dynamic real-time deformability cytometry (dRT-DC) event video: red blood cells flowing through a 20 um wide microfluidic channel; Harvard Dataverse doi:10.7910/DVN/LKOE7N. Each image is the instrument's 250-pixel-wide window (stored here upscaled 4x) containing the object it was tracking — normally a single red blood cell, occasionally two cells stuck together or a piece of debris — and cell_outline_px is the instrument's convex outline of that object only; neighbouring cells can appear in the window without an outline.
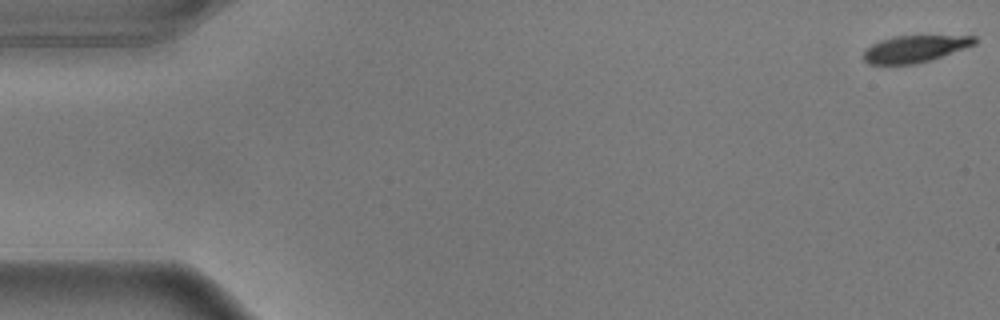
{"species": "common noctule bat (a hibernating species)", "species_latin": "Nyctalus noctula", "temperature_condition": "warm", "stored_images_in_passage": 56, "camera_frame_rate_fps": 3000, "um_per_image_px": 0.085, "animal": {"sex": "male", "body_mass_g": 17.9}, "frame": {"image": 1, "passage_image": 1, "time_ms": 0.0, "image_size_px": [1000, 320], "cell_outline_px": [[976, 44], [916, 64], [868, 64], [860, 56], [864, 48], [880, 40], [896, 36], [976, 36]], "centroid_in_image_um": [77.66, 4.15], "position_along_channel_um": 7.3, "area_um2": 17.28}}
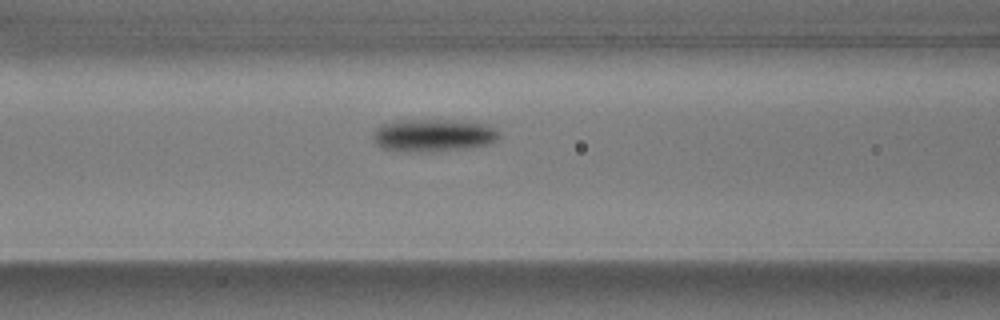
{"frame": {"image": 2, "passage_image": 23, "time_ms": 7.333, "image_size_px": [1000, 320], "cell_outline_px": [[500, 136], [496, 140], [488, 144], [468, 148], [432, 152], [396, 152], [380, 148], [372, 140], [372, 132], [380, 124], [396, 120], [444, 120], [488, 124], [500, 132]], "centroid_in_image_um": [36.75, 11.52], "position_along_channel_um": 129.9, "area_um2": 24.51}}
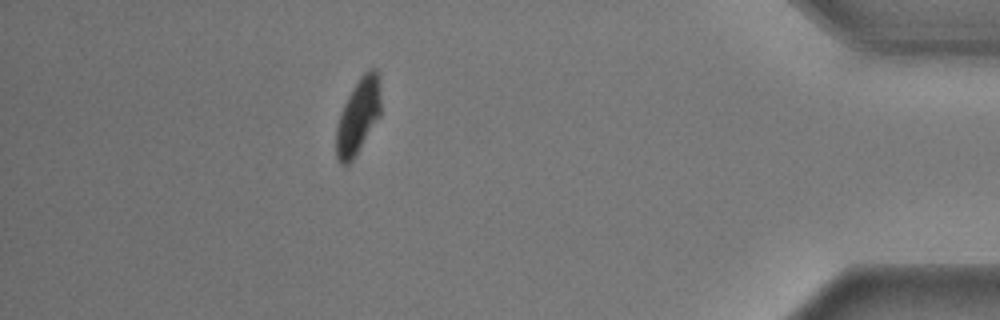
{"frame": {"image": 3, "passage_image": 50, "time_ms": 16.333, "image_size_px": [1000, 320], "cell_outline_px": [[380, 116], [352, 160], [348, 164], [340, 164], [336, 160], [336, 128], [340, 112], [352, 88], [360, 76], [368, 68], [376, 68], [380, 76]], "centroid_in_image_um": [30.44, 9.84], "position_along_channel_um": 404.8, "area_um2": 19.71}, "authors_computed_cell_mechanics": {"area_um2": 21.2704, "velocity_mm_per_s": 3.5933, "shape_relaxation_time_tau1_ms": 3.7437, "shape_relaxation_time_tau2_ms": 4.0799, "deformation_change_tau1": 0.1638, "deformation_change_tau2": 0.0617}}